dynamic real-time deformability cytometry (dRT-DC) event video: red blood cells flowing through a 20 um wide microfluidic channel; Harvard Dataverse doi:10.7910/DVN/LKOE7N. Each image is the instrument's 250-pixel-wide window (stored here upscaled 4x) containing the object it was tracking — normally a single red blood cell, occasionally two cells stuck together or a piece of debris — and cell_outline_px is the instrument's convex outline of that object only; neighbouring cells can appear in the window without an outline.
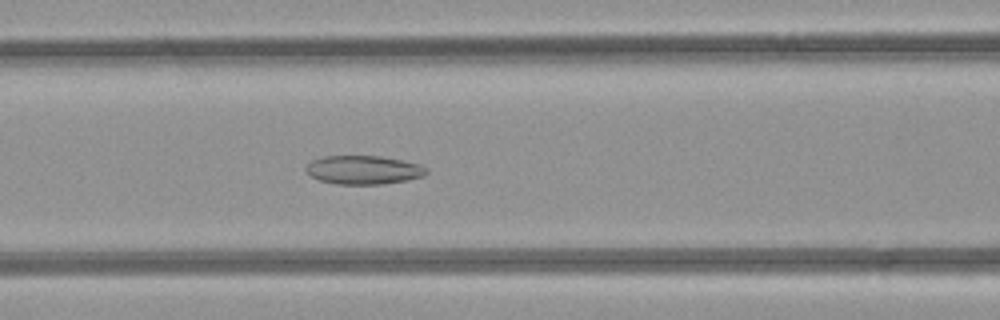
{"species": "common noctule bat (a hibernating species)", "species_latin": "Nyctalus noctula", "temperature_condition": "room temperature", "stored_images_in_passage": 40, "camera_frame_rate_fps": 3000, "um_per_image_px": 0.085, "animal": {"sex": "female", "body_mass_g": 21.9}, "frame": {"image": 1, "passage_image": 12, "time_ms": 3.667, "image_size_px": [1000, 320], "cell_outline_px": [[428, 172], [424, 176], [408, 180], [384, 184], [336, 184], [320, 180], [312, 176], [304, 168], [312, 160], [320, 156], [380, 156], [420, 164], [428, 168]], "centroid_in_image_um": [30.92, 14.44], "position_along_channel_um": 135.7, "area_um2": 20.17}}
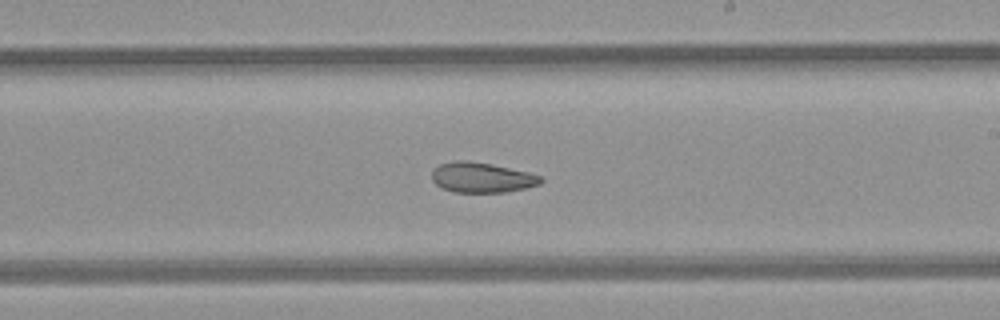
{"frame": {"image": 2, "passage_image": 20, "time_ms": 6.333, "image_size_px": [1000, 320], "cell_outline_px": [[544, 180], [540, 184], [524, 188], [504, 192], [452, 192], [440, 188], [432, 180], [432, 172], [440, 164], [452, 160], [468, 160], [492, 164], [528, 172], [540, 176]], "centroid_in_image_um": [40.92, 15.08], "position_along_channel_um": 248.1, "area_um2": 19.19}}
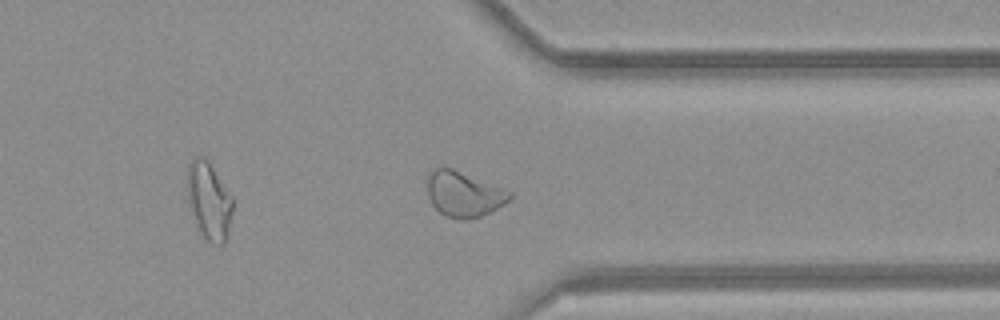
{"frame": {"image": 3, "passage_image": 29, "time_ms": 9.333, "image_size_px": [1000, 320], "cell_outline_px": [[512, 196], [504, 204], [480, 216], [460, 220], [444, 216], [432, 204], [428, 196], [428, 176], [432, 168], [452, 168], [512, 192]], "centroid_in_image_um": [39.39, 16.5], "position_along_channel_um": 372.0, "area_um2": 21.39}, "authors_computed_cell_mechanics": {"area_um2": 21.9351, "velocity_mm_per_s": 4.2092, "shape_relaxation_time_tau1_ms": null, "shape_relaxation_time_tau2_ms": 3.1303, "deformation_change_tau1": null, "deformation_change_tau2": 0.0873}}